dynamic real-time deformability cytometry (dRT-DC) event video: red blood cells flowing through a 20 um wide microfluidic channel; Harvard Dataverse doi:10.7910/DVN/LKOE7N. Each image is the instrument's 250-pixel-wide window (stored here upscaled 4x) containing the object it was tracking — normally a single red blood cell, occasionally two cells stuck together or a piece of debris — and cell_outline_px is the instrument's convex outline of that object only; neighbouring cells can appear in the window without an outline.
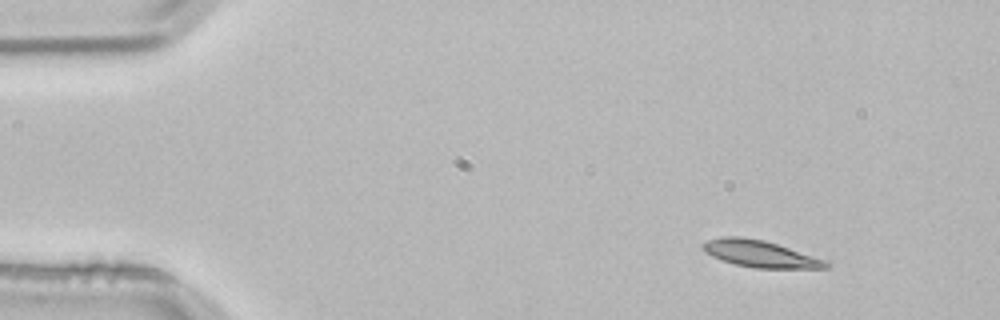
{"species": "common noctule bat (a hibernating species)", "species_latin": "Nyctalus noctula", "temperature_condition": "room temperature", "stored_images_in_passage": 3, "camera_frame_rate_fps": 3000, "um_per_image_px": 0.085, "animal": {"sex": "male", "body_mass_g": 21.5, "forearm_length_mm": 52.0}, "frame": {"image": 1, "passage_image": 1, "time_ms": 0.0, "image_size_px": [1000, 320], "cell_outline_px": [[832, 264], [828, 268], [752, 268], [720, 260], [704, 252], [700, 244], [708, 240], [724, 236], [740, 236], [764, 240], [828, 260]], "centroid_in_image_um": [64.62, 21.58], "position_along_channel_um": 20.4, "area_um2": 19.42}}
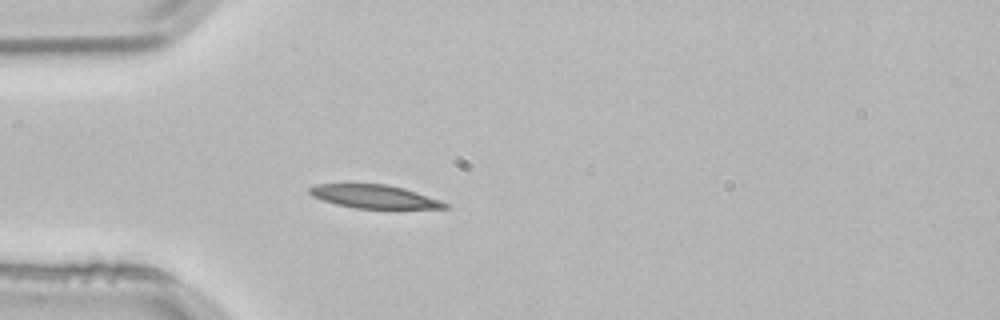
{"frame": {"image": 2, "passage_image": 3, "time_ms": 0.667, "image_size_px": [1000, 320], "cell_outline_px": [[448, 208], [356, 208], [336, 204], [312, 196], [308, 192], [308, 188], [316, 184], [388, 184], [404, 188], [440, 200], [448, 204]], "centroid_in_image_um": [31.78, 16.7], "position_along_channel_um": 53.2, "area_um2": 18.21}}